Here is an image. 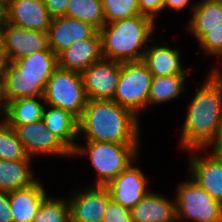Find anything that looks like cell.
Instances as JSON below:
<instances>
[{
  "label": "cell",
  "mask_w": 222,
  "mask_h": 222,
  "mask_svg": "<svg viewBox=\"0 0 222 222\" xmlns=\"http://www.w3.org/2000/svg\"><path fill=\"white\" fill-rule=\"evenodd\" d=\"M180 143L189 151H200L222 143V86L212 76L204 81L190 102ZM214 142V143H213Z\"/></svg>",
  "instance_id": "obj_1"
},
{
  "label": "cell",
  "mask_w": 222,
  "mask_h": 222,
  "mask_svg": "<svg viewBox=\"0 0 222 222\" xmlns=\"http://www.w3.org/2000/svg\"><path fill=\"white\" fill-rule=\"evenodd\" d=\"M139 119L113 100L88 99L78 119V136L87 141L139 144Z\"/></svg>",
  "instance_id": "obj_2"
},
{
  "label": "cell",
  "mask_w": 222,
  "mask_h": 222,
  "mask_svg": "<svg viewBox=\"0 0 222 222\" xmlns=\"http://www.w3.org/2000/svg\"><path fill=\"white\" fill-rule=\"evenodd\" d=\"M154 25L152 18L142 14L105 24L99 30L102 57L118 62L142 61L146 48L140 49L149 42Z\"/></svg>",
  "instance_id": "obj_3"
},
{
  "label": "cell",
  "mask_w": 222,
  "mask_h": 222,
  "mask_svg": "<svg viewBox=\"0 0 222 222\" xmlns=\"http://www.w3.org/2000/svg\"><path fill=\"white\" fill-rule=\"evenodd\" d=\"M138 148L139 144L87 141L86 147L78 144L72 154H88L98 173L93 186H107L137 159Z\"/></svg>",
  "instance_id": "obj_4"
},
{
  "label": "cell",
  "mask_w": 222,
  "mask_h": 222,
  "mask_svg": "<svg viewBox=\"0 0 222 222\" xmlns=\"http://www.w3.org/2000/svg\"><path fill=\"white\" fill-rule=\"evenodd\" d=\"M43 99L44 104L69 111L79 119L88 100L81 73L58 67L46 84Z\"/></svg>",
  "instance_id": "obj_5"
},
{
  "label": "cell",
  "mask_w": 222,
  "mask_h": 222,
  "mask_svg": "<svg viewBox=\"0 0 222 222\" xmlns=\"http://www.w3.org/2000/svg\"><path fill=\"white\" fill-rule=\"evenodd\" d=\"M153 76L142 61L121 62V74L113 101L131 110L137 117L148 108Z\"/></svg>",
  "instance_id": "obj_6"
},
{
  "label": "cell",
  "mask_w": 222,
  "mask_h": 222,
  "mask_svg": "<svg viewBox=\"0 0 222 222\" xmlns=\"http://www.w3.org/2000/svg\"><path fill=\"white\" fill-rule=\"evenodd\" d=\"M178 186L175 196L178 222H222V204L197 182L191 179Z\"/></svg>",
  "instance_id": "obj_7"
},
{
  "label": "cell",
  "mask_w": 222,
  "mask_h": 222,
  "mask_svg": "<svg viewBox=\"0 0 222 222\" xmlns=\"http://www.w3.org/2000/svg\"><path fill=\"white\" fill-rule=\"evenodd\" d=\"M11 127L22 142L28 157L33 158L40 154L66 157L73 155L72 151L46 127L43 120Z\"/></svg>",
  "instance_id": "obj_8"
},
{
  "label": "cell",
  "mask_w": 222,
  "mask_h": 222,
  "mask_svg": "<svg viewBox=\"0 0 222 222\" xmlns=\"http://www.w3.org/2000/svg\"><path fill=\"white\" fill-rule=\"evenodd\" d=\"M121 62L102 58L81 72L87 99L113 100Z\"/></svg>",
  "instance_id": "obj_9"
},
{
  "label": "cell",
  "mask_w": 222,
  "mask_h": 222,
  "mask_svg": "<svg viewBox=\"0 0 222 222\" xmlns=\"http://www.w3.org/2000/svg\"><path fill=\"white\" fill-rule=\"evenodd\" d=\"M9 62L49 49L48 34L13 26L7 22L0 30Z\"/></svg>",
  "instance_id": "obj_10"
},
{
  "label": "cell",
  "mask_w": 222,
  "mask_h": 222,
  "mask_svg": "<svg viewBox=\"0 0 222 222\" xmlns=\"http://www.w3.org/2000/svg\"><path fill=\"white\" fill-rule=\"evenodd\" d=\"M111 195L106 186H91L68 199L70 222H103Z\"/></svg>",
  "instance_id": "obj_11"
},
{
  "label": "cell",
  "mask_w": 222,
  "mask_h": 222,
  "mask_svg": "<svg viewBox=\"0 0 222 222\" xmlns=\"http://www.w3.org/2000/svg\"><path fill=\"white\" fill-rule=\"evenodd\" d=\"M51 21L44 0H9L7 3L5 22L13 26L47 33Z\"/></svg>",
  "instance_id": "obj_12"
},
{
  "label": "cell",
  "mask_w": 222,
  "mask_h": 222,
  "mask_svg": "<svg viewBox=\"0 0 222 222\" xmlns=\"http://www.w3.org/2000/svg\"><path fill=\"white\" fill-rule=\"evenodd\" d=\"M147 183L144 173L131 164L106 187L114 202L131 210L149 192L146 188Z\"/></svg>",
  "instance_id": "obj_13"
},
{
  "label": "cell",
  "mask_w": 222,
  "mask_h": 222,
  "mask_svg": "<svg viewBox=\"0 0 222 222\" xmlns=\"http://www.w3.org/2000/svg\"><path fill=\"white\" fill-rule=\"evenodd\" d=\"M98 30L81 20L67 16L52 18L48 28L49 48L58 55L74 43L92 37Z\"/></svg>",
  "instance_id": "obj_14"
},
{
  "label": "cell",
  "mask_w": 222,
  "mask_h": 222,
  "mask_svg": "<svg viewBox=\"0 0 222 222\" xmlns=\"http://www.w3.org/2000/svg\"><path fill=\"white\" fill-rule=\"evenodd\" d=\"M189 162L190 178L222 204V154L213 149L204 158L193 155Z\"/></svg>",
  "instance_id": "obj_15"
},
{
  "label": "cell",
  "mask_w": 222,
  "mask_h": 222,
  "mask_svg": "<svg viewBox=\"0 0 222 222\" xmlns=\"http://www.w3.org/2000/svg\"><path fill=\"white\" fill-rule=\"evenodd\" d=\"M50 78H32L24 75L14 62H9L2 77L6 105L13 100L27 97H43Z\"/></svg>",
  "instance_id": "obj_16"
},
{
  "label": "cell",
  "mask_w": 222,
  "mask_h": 222,
  "mask_svg": "<svg viewBox=\"0 0 222 222\" xmlns=\"http://www.w3.org/2000/svg\"><path fill=\"white\" fill-rule=\"evenodd\" d=\"M101 36L97 31L92 37L80 40L58 54V67L82 72L102 59Z\"/></svg>",
  "instance_id": "obj_17"
},
{
  "label": "cell",
  "mask_w": 222,
  "mask_h": 222,
  "mask_svg": "<svg viewBox=\"0 0 222 222\" xmlns=\"http://www.w3.org/2000/svg\"><path fill=\"white\" fill-rule=\"evenodd\" d=\"M134 222H178L176 203L160 194L149 192L130 210Z\"/></svg>",
  "instance_id": "obj_18"
},
{
  "label": "cell",
  "mask_w": 222,
  "mask_h": 222,
  "mask_svg": "<svg viewBox=\"0 0 222 222\" xmlns=\"http://www.w3.org/2000/svg\"><path fill=\"white\" fill-rule=\"evenodd\" d=\"M48 195L38 180L25 188L9 192V205L13 222H33V219Z\"/></svg>",
  "instance_id": "obj_19"
},
{
  "label": "cell",
  "mask_w": 222,
  "mask_h": 222,
  "mask_svg": "<svg viewBox=\"0 0 222 222\" xmlns=\"http://www.w3.org/2000/svg\"><path fill=\"white\" fill-rule=\"evenodd\" d=\"M142 62L147 66L153 77L187 74L180 62L179 49H172L166 45L150 46L145 50Z\"/></svg>",
  "instance_id": "obj_20"
},
{
  "label": "cell",
  "mask_w": 222,
  "mask_h": 222,
  "mask_svg": "<svg viewBox=\"0 0 222 222\" xmlns=\"http://www.w3.org/2000/svg\"><path fill=\"white\" fill-rule=\"evenodd\" d=\"M44 107L42 120L46 127L56 135L72 152L76 149L78 142V119L69 111L58 107L46 105ZM76 142V143H75Z\"/></svg>",
  "instance_id": "obj_21"
},
{
  "label": "cell",
  "mask_w": 222,
  "mask_h": 222,
  "mask_svg": "<svg viewBox=\"0 0 222 222\" xmlns=\"http://www.w3.org/2000/svg\"><path fill=\"white\" fill-rule=\"evenodd\" d=\"M192 18L187 25L188 31L192 32L199 41L208 29L222 24V0H203L194 4L191 9Z\"/></svg>",
  "instance_id": "obj_22"
},
{
  "label": "cell",
  "mask_w": 222,
  "mask_h": 222,
  "mask_svg": "<svg viewBox=\"0 0 222 222\" xmlns=\"http://www.w3.org/2000/svg\"><path fill=\"white\" fill-rule=\"evenodd\" d=\"M31 157L24 160L0 159V191L12 192L34 184L38 179L30 170Z\"/></svg>",
  "instance_id": "obj_23"
},
{
  "label": "cell",
  "mask_w": 222,
  "mask_h": 222,
  "mask_svg": "<svg viewBox=\"0 0 222 222\" xmlns=\"http://www.w3.org/2000/svg\"><path fill=\"white\" fill-rule=\"evenodd\" d=\"M43 97H27L10 101L6 105L4 120L10 126H19L42 120L44 106L37 99Z\"/></svg>",
  "instance_id": "obj_24"
},
{
  "label": "cell",
  "mask_w": 222,
  "mask_h": 222,
  "mask_svg": "<svg viewBox=\"0 0 222 222\" xmlns=\"http://www.w3.org/2000/svg\"><path fill=\"white\" fill-rule=\"evenodd\" d=\"M13 62L22 69L24 75L32 78H51L58 68V55L49 48Z\"/></svg>",
  "instance_id": "obj_25"
},
{
  "label": "cell",
  "mask_w": 222,
  "mask_h": 222,
  "mask_svg": "<svg viewBox=\"0 0 222 222\" xmlns=\"http://www.w3.org/2000/svg\"><path fill=\"white\" fill-rule=\"evenodd\" d=\"M187 74L153 77L150 87L148 106L169 101L184 91V81Z\"/></svg>",
  "instance_id": "obj_26"
},
{
  "label": "cell",
  "mask_w": 222,
  "mask_h": 222,
  "mask_svg": "<svg viewBox=\"0 0 222 222\" xmlns=\"http://www.w3.org/2000/svg\"><path fill=\"white\" fill-rule=\"evenodd\" d=\"M65 16L88 23L98 31L105 25L102 0H70Z\"/></svg>",
  "instance_id": "obj_27"
},
{
  "label": "cell",
  "mask_w": 222,
  "mask_h": 222,
  "mask_svg": "<svg viewBox=\"0 0 222 222\" xmlns=\"http://www.w3.org/2000/svg\"><path fill=\"white\" fill-rule=\"evenodd\" d=\"M68 199L47 196L41 203L33 222H70Z\"/></svg>",
  "instance_id": "obj_28"
},
{
  "label": "cell",
  "mask_w": 222,
  "mask_h": 222,
  "mask_svg": "<svg viewBox=\"0 0 222 222\" xmlns=\"http://www.w3.org/2000/svg\"><path fill=\"white\" fill-rule=\"evenodd\" d=\"M0 123V159L24 160L28 157L15 130L5 121Z\"/></svg>",
  "instance_id": "obj_29"
},
{
  "label": "cell",
  "mask_w": 222,
  "mask_h": 222,
  "mask_svg": "<svg viewBox=\"0 0 222 222\" xmlns=\"http://www.w3.org/2000/svg\"><path fill=\"white\" fill-rule=\"evenodd\" d=\"M105 24L141 15L138 0H102Z\"/></svg>",
  "instance_id": "obj_30"
},
{
  "label": "cell",
  "mask_w": 222,
  "mask_h": 222,
  "mask_svg": "<svg viewBox=\"0 0 222 222\" xmlns=\"http://www.w3.org/2000/svg\"><path fill=\"white\" fill-rule=\"evenodd\" d=\"M205 53L213 54L216 56L222 55V24L212 29H208L206 33L199 41Z\"/></svg>",
  "instance_id": "obj_31"
},
{
  "label": "cell",
  "mask_w": 222,
  "mask_h": 222,
  "mask_svg": "<svg viewBox=\"0 0 222 222\" xmlns=\"http://www.w3.org/2000/svg\"><path fill=\"white\" fill-rule=\"evenodd\" d=\"M103 222H134L131 218L130 209L111 200L108 203Z\"/></svg>",
  "instance_id": "obj_32"
},
{
  "label": "cell",
  "mask_w": 222,
  "mask_h": 222,
  "mask_svg": "<svg viewBox=\"0 0 222 222\" xmlns=\"http://www.w3.org/2000/svg\"><path fill=\"white\" fill-rule=\"evenodd\" d=\"M138 4L141 14L153 20L155 15L164 9V0H138Z\"/></svg>",
  "instance_id": "obj_33"
},
{
  "label": "cell",
  "mask_w": 222,
  "mask_h": 222,
  "mask_svg": "<svg viewBox=\"0 0 222 222\" xmlns=\"http://www.w3.org/2000/svg\"><path fill=\"white\" fill-rule=\"evenodd\" d=\"M70 0H44L52 18L65 16Z\"/></svg>",
  "instance_id": "obj_34"
},
{
  "label": "cell",
  "mask_w": 222,
  "mask_h": 222,
  "mask_svg": "<svg viewBox=\"0 0 222 222\" xmlns=\"http://www.w3.org/2000/svg\"><path fill=\"white\" fill-rule=\"evenodd\" d=\"M0 222H13L9 205V192L0 191Z\"/></svg>",
  "instance_id": "obj_35"
},
{
  "label": "cell",
  "mask_w": 222,
  "mask_h": 222,
  "mask_svg": "<svg viewBox=\"0 0 222 222\" xmlns=\"http://www.w3.org/2000/svg\"><path fill=\"white\" fill-rule=\"evenodd\" d=\"M190 0H164V8L169 7L171 9H174L176 11H180L188 4Z\"/></svg>",
  "instance_id": "obj_36"
},
{
  "label": "cell",
  "mask_w": 222,
  "mask_h": 222,
  "mask_svg": "<svg viewBox=\"0 0 222 222\" xmlns=\"http://www.w3.org/2000/svg\"><path fill=\"white\" fill-rule=\"evenodd\" d=\"M9 60L7 58L6 52L4 50V45L2 42V39L0 38V78L3 77L7 66H8Z\"/></svg>",
  "instance_id": "obj_37"
},
{
  "label": "cell",
  "mask_w": 222,
  "mask_h": 222,
  "mask_svg": "<svg viewBox=\"0 0 222 222\" xmlns=\"http://www.w3.org/2000/svg\"><path fill=\"white\" fill-rule=\"evenodd\" d=\"M6 112V103L3 95V82L2 78H0V115L3 116V120Z\"/></svg>",
  "instance_id": "obj_38"
},
{
  "label": "cell",
  "mask_w": 222,
  "mask_h": 222,
  "mask_svg": "<svg viewBox=\"0 0 222 222\" xmlns=\"http://www.w3.org/2000/svg\"><path fill=\"white\" fill-rule=\"evenodd\" d=\"M6 21V6L0 1V30Z\"/></svg>",
  "instance_id": "obj_39"
},
{
  "label": "cell",
  "mask_w": 222,
  "mask_h": 222,
  "mask_svg": "<svg viewBox=\"0 0 222 222\" xmlns=\"http://www.w3.org/2000/svg\"><path fill=\"white\" fill-rule=\"evenodd\" d=\"M222 70V69H221ZM209 74H212V76L221 84L222 86V71H220V68L218 69L215 68L211 71V73Z\"/></svg>",
  "instance_id": "obj_40"
},
{
  "label": "cell",
  "mask_w": 222,
  "mask_h": 222,
  "mask_svg": "<svg viewBox=\"0 0 222 222\" xmlns=\"http://www.w3.org/2000/svg\"><path fill=\"white\" fill-rule=\"evenodd\" d=\"M217 150L222 154V143L219 145V147L217 148Z\"/></svg>",
  "instance_id": "obj_41"
},
{
  "label": "cell",
  "mask_w": 222,
  "mask_h": 222,
  "mask_svg": "<svg viewBox=\"0 0 222 222\" xmlns=\"http://www.w3.org/2000/svg\"><path fill=\"white\" fill-rule=\"evenodd\" d=\"M5 6H7V3L9 0H0Z\"/></svg>",
  "instance_id": "obj_42"
}]
</instances>
